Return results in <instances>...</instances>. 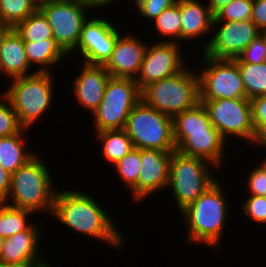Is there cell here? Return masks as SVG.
Listing matches in <instances>:
<instances>
[{
  "label": "cell",
  "mask_w": 266,
  "mask_h": 267,
  "mask_svg": "<svg viewBox=\"0 0 266 267\" xmlns=\"http://www.w3.org/2000/svg\"><path fill=\"white\" fill-rule=\"evenodd\" d=\"M110 19L100 17H89L84 23L77 48L79 57L83 63L89 65H104L113 53L118 36L122 33L121 28Z\"/></svg>",
  "instance_id": "13"
},
{
  "label": "cell",
  "mask_w": 266,
  "mask_h": 267,
  "mask_svg": "<svg viewBox=\"0 0 266 267\" xmlns=\"http://www.w3.org/2000/svg\"><path fill=\"white\" fill-rule=\"evenodd\" d=\"M244 203L240 204L243 215L250 218L251 222H257L261 225L266 224V197L249 195L245 198ZM254 220V221H253Z\"/></svg>",
  "instance_id": "35"
},
{
  "label": "cell",
  "mask_w": 266,
  "mask_h": 267,
  "mask_svg": "<svg viewBox=\"0 0 266 267\" xmlns=\"http://www.w3.org/2000/svg\"><path fill=\"white\" fill-rule=\"evenodd\" d=\"M253 0H232L214 15V21H250Z\"/></svg>",
  "instance_id": "32"
},
{
  "label": "cell",
  "mask_w": 266,
  "mask_h": 267,
  "mask_svg": "<svg viewBox=\"0 0 266 267\" xmlns=\"http://www.w3.org/2000/svg\"><path fill=\"white\" fill-rule=\"evenodd\" d=\"M52 72H36L10 81L4 89L19 123L24 129L32 128L42 119L54 101V84ZM54 96V97H53ZM51 105V106H50Z\"/></svg>",
  "instance_id": "5"
},
{
  "label": "cell",
  "mask_w": 266,
  "mask_h": 267,
  "mask_svg": "<svg viewBox=\"0 0 266 267\" xmlns=\"http://www.w3.org/2000/svg\"><path fill=\"white\" fill-rule=\"evenodd\" d=\"M152 27L160 35L159 42H181V14H180V0L171 7L165 9L153 21ZM167 37V38H166Z\"/></svg>",
  "instance_id": "26"
},
{
  "label": "cell",
  "mask_w": 266,
  "mask_h": 267,
  "mask_svg": "<svg viewBox=\"0 0 266 267\" xmlns=\"http://www.w3.org/2000/svg\"><path fill=\"white\" fill-rule=\"evenodd\" d=\"M41 230L42 227L36 222L27 230L2 239L0 263L18 267H53L42 256V247L39 244Z\"/></svg>",
  "instance_id": "15"
},
{
  "label": "cell",
  "mask_w": 266,
  "mask_h": 267,
  "mask_svg": "<svg viewBox=\"0 0 266 267\" xmlns=\"http://www.w3.org/2000/svg\"><path fill=\"white\" fill-rule=\"evenodd\" d=\"M261 160L266 164V156Z\"/></svg>",
  "instance_id": "49"
},
{
  "label": "cell",
  "mask_w": 266,
  "mask_h": 267,
  "mask_svg": "<svg viewBox=\"0 0 266 267\" xmlns=\"http://www.w3.org/2000/svg\"><path fill=\"white\" fill-rule=\"evenodd\" d=\"M88 8L96 10L97 9H108L109 6L114 5L112 3L116 4V1L119 2V0H81ZM107 7V8H106Z\"/></svg>",
  "instance_id": "41"
},
{
  "label": "cell",
  "mask_w": 266,
  "mask_h": 267,
  "mask_svg": "<svg viewBox=\"0 0 266 267\" xmlns=\"http://www.w3.org/2000/svg\"><path fill=\"white\" fill-rule=\"evenodd\" d=\"M262 35H263L264 38L266 39V29L262 31Z\"/></svg>",
  "instance_id": "45"
},
{
  "label": "cell",
  "mask_w": 266,
  "mask_h": 267,
  "mask_svg": "<svg viewBox=\"0 0 266 267\" xmlns=\"http://www.w3.org/2000/svg\"><path fill=\"white\" fill-rule=\"evenodd\" d=\"M37 3H41L43 1H47V0H35Z\"/></svg>",
  "instance_id": "48"
},
{
  "label": "cell",
  "mask_w": 266,
  "mask_h": 267,
  "mask_svg": "<svg viewBox=\"0 0 266 267\" xmlns=\"http://www.w3.org/2000/svg\"><path fill=\"white\" fill-rule=\"evenodd\" d=\"M50 170L44 159L36 153L11 174L10 190L2 203L51 216L57 189Z\"/></svg>",
  "instance_id": "3"
},
{
  "label": "cell",
  "mask_w": 266,
  "mask_h": 267,
  "mask_svg": "<svg viewBox=\"0 0 266 267\" xmlns=\"http://www.w3.org/2000/svg\"><path fill=\"white\" fill-rule=\"evenodd\" d=\"M201 59L203 62L199 66L202 69L198 70L200 100L247 98L235 59H216L204 54Z\"/></svg>",
  "instance_id": "11"
},
{
  "label": "cell",
  "mask_w": 266,
  "mask_h": 267,
  "mask_svg": "<svg viewBox=\"0 0 266 267\" xmlns=\"http://www.w3.org/2000/svg\"><path fill=\"white\" fill-rule=\"evenodd\" d=\"M143 40L132 32L118 36L111 57L103 65L111 77L136 79L148 47Z\"/></svg>",
  "instance_id": "16"
},
{
  "label": "cell",
  "mask_w": 266,
  "mask_h": 267,
  "mask_svg": "<svg viewBox=\"0 0 266 267\" xmlns=\"http://www.w3.org/2000/svg\"><path fill=\"white\" fill-rule=\"evenodd\" d=\"M125 132L134 148L175 151L173 118L140 100L129 113Z\"/></svg>",
  "instance_id": "7"
},
{
  "label": "cell",
  "mask_w": 266,
  "mask_h": 267,
  "mask_svg": "<svg viewBox=\"0 0 266 267\" xmlns=\"http://www.w3.org/2000/svg\"><path fill=\"white\" fill-rule=\"evenodd\" d=\"M100 143L101 154L111 166L128 154L133 148V143L124 129L103 130L94 134Z\"/></svg>",
  "instance_id": "25"
},
{
  "label": "cell",
  "mask_w": 266,
  "mask_h": 267,
  "mask_svg": "<svg viewBox=\"0 0 266 267\" xmlns=\"http://www.w3.org/2000/svg\"><path fill=\"white\" fill-rule=\"evenodd\" d=\"M0 267H18V266L0 263Z\"/></svg>",
  "instance_id": "44"
},
{
  "label": "cell",
  "mask_w": 266,
  "mask_h": 267,
  "mask_svg": "<svg viewBox=\"0 0 266 267\" xmlns=\"http://www.w3.org/2000/svg\"><path fill=\"white\" fill-rule=\"evenodd\" d=\"M141 100L174 118L200 102L199 75L195 67H188L178 74L153 82L141 90Z\"/></svg>",
  "instance_id": "4"
},
{
  "label": "cell",
  "mask_w": 266,
  "mask_h": 267,
  "mask_svg": "<svg viewBox=\"0 0 266 267\" xmlns=\"http://www.w3.org/2000/svg\"><path fill=\"white\" fill-rule=\"evenodd\" d=\"M33 213L27 209L10 207L0 203V238L5 239L12 235L27 230L33 223L30 216ZM30 220V222H28Z\"/></svg>",
  "instance_id": "27"
},
{
  "label": "cell",
  "mask_w": 266,
  "mask_h": 267,
  "mask_svg": "<svg viewBox=\"0 0 266 267\" xmlns=\"http://www.w3.org/2000/svg\"><path fill=\"white\" fill-rule=\"evenodd\" d=\"M216 169L202 158L186 156L177 150L172 152L167 190L172 192L178 212L192 204L218 180L216 175L213 176Z\"/></svg>",
  "instance_id": "6"
},
{
  "label": "cell",
  "mask_w": 266,
  "mask_h": 267,
  "mask_svg": "<svg viewBox=\"0 0 266 267\" xmlns=\"http://www.w3.org/2000/svg\"><path fill=\"white\" fill-rule=\"evenodd\" d=\"M220 181V182H219ZM223 182L217 180L198 199L180 212L187 233L184 242L206 244L214 250L221 248L225 225L229 218V204Z\"/></svg>",
  "instance_id": "2"
},
{
  "label": "cell",
  "mask_w": 266,
  "mask_h": 267,
  "mask_svg": "<svg viewBox=\"0 0 266 267\" xmlns=\"http://www.w3.org/2000/svg\"><path fill=\"white\" fill-rule=\"evenodd\" d=\"M226 144L221 133L212 126L208 131L189 132V136L176 150L186 156L202 158L219 169L228 151L225 150Z\"/></svg>",
  "instance_id": "19"
},
{
  "label": "cell",
  "mask_w": 266,
  "mask_h": 267,
  "mask_svg": "<svg viewBox=\"0 0 266 267\" xmlns=\"http://www.w3.org/2000/svg\"><path fill=\"white\" fill-rule=\"evenodd\" d=\"M31 70V72H30ZM30 67L24 50V41L12 28L4 37L0 48V74L9 80L36 73Z\"/></svg>",
  "instance_id": "21"
},
{
  "label": "cell",
  "mask_w": 266,
  "mask_h": 267,
  "mask_svg": "<svg viewBox=\"0 0 266 267\" xmlns=\"http://www.w3.org/2000/svg\"><path fill=\"white\" fill-rule=\"evenodd\" d=\"M181 46L176 42L159 41L148 45L135 79L140 90L153 82L174 76L186 68L187 60H184Z\"/></svg>",
  "instance_id": "14"
},
{
  "label": "cell",
  "mask_w": 266,
  "mask_h": 267,
  "mask_svg": "<svg viewBox=\"0 0 266 267\" xmlns=\"http://www.w3.org/2000/svg\"><path fill=\"white\" fill-rule=\"evenodd\" d=\"M118 178L124 183L132 196V201H137V182L141 170L140 149L133 148L121 158L114 166ZM130 189V190H129Z\"/></svg>",
  "instance_id": "28"
},
{
  "label": "cell",
  "mask_w": 266,
  "mask_h": 267,
  "mask_svg": "<svg viewBox=\"0 0 266 267\" xmlns=\"http://www.w3.org/2000/svg\"><path fill=\"white\" fill-rule=\"evenodd\" d=\"M141 100V90L135 79L110 77L103 99L92 113L95 133L124 129L129 113Z\"/></svg>",
  "instance_id": "8"
},
{
  "label": "cell",
  "mask_w": 266,
  "mask_h": 267,
  "mask_svg": "<svg viewBox=\"0 0 266 267\" xmlns=\"http://www.w3.org/2000/svg\"><path fill=\"white\" fill-rule=\"evenodd\" d=\"M83 65V66H82ZM81 71L73 78L71 89L78 105L90 112L97 109L103 99L107 81L111 77L103 65L81 63Z\"/></svg>",
  "instance_id": "18"
},
{
  "label": "cell",
  "mask_w": 266,
  "mask_h": 267,
  "mask_svg": "<svg viewBox=\"0 0 266 267\" xmlns=\"http://www.w3.org/2000/svg\"><path fill=\"white\" fill-rule=\"evenodd\" d=\"M25 131L28 133V129H23L12 136L0 137V165L10 174L16 172L38 151L29 150L30 146L25 144L28 142Z\"/></svg>",
  "instance_id": "22"
},
{
  "label": "cell",
  "mask_w": 266,
  "mask_h": 267,
  "mask_svg": "<svg viewBox=\"0 0 266 267\" xmlns=\"http://www.w3.org/2000/svg\"><path fill=\"white\" fill-rule=\"evenodd\" d=\"M200 102L204 105L212 125L227 142L232 135V138H239L242 142L246 140V143L258 148V134L252 121L250 99L200 100Z\"/></svg>",
  "instance_id": "9"
},
{
  "label": "cell",
  "mask_w": 266,
  "mask_h": 267,
  "mask_svg": "<svg viewBox=\"0 0 266 267\" xmlns=\"http://www.w3.org/2000/svg\"><path fill=\"white\" fill-rule=\"evenodd\" d=\"M11 174L0 165V203L3 202L10 190Z\"/></svg>",
  "instance_id": "40"
},
{
  "label": "cell",
  "mask_w": 266,
  "mask_h": 267,
  "mask_svg": "<svg viewBox=\"0 0 266 267\" xmlns=\"http://www.w3.org/2000/svg\"><path fill=\"white\" fill-rule=\"evenodd\" d=\"M175 3L177 0H141L135 7L143 20L149 19L152 22L161 12Z\"/></svg>",
  "instance_id": "38"
},
{
  "label": "cell",
  "mask_w": 266,
  "mask_h": 267,
  "mask_svg": "<svg viewBox=\"0 0 266 267\" xmlns=\"http://www.w3.org/2000/svg\"><path fill=\"white\" fill-rule=\"evenodd\" d=\"M263 146V147H262ZM263 149H266V141L261 145ZM266 152V151H265Z\"/></svg>",
  "instance_id": "46"
},
{
  "label": "cell",
  "mask_w": 266,
  "mask_h": 267,
  "mask_svg": "<svg viewBox=\"0 0 266 267\" xmlns=\"http://www.w3.org/2000/svg\"><path fill=\"white\" fill-rule=\"evenodd\" d=\"M14 29L22 37L23 41H43L54 39L52 28L45 15L37 9L24 21L18 23Z\"/></svg>",
  "instance_id": "29"
},
{
  "label": "cell",
  "mask_w": 266,
  "mask_h": 267,
  "mask_svg": "<svg viewBox=\"0 0 266 267\" xmlns=\"http://www.w3.org/2000/svg\"><path fill=\"white\" fill-rule=\"evenodd\" d=\"M251 21L261 31L266 29V0H253Z\"/></svg>",
  "instance_id": "39"
},
{
  "label": "cell",
  "mask_w": 266,
  "mask_h": 267,
  "mask_svg": "<svg viewBox=\"0 0 266 267\" xmlns=\"http://www.w3.org/2000/svg\"><path fill=\"white\" fill-rule=\"evenodd\" d=\"M1 243H2V239L0 238V252H1Z\"/></svg>",
  "instance_id": "50"
},
{
  "label": "cell",
  "mask_w": 266,
  "mask_h": 267,
  "mask_svg": "<svg viewBox=\"0 0 266 267\" xmlns=\"http://www.w3.org/2000/svg\"><path fill=\"white\" fill-rule=\"evenodd\" d=\"M24 128L11 106L5 92L0 94V137H8L20 133Z\"/></svg>",
  "instance_id": "33"
},
{
  "label": "cell",
  "mask_w": 266,
  "mask_h": 267,
  "mask_svg": "<svg viewBox=\"0 0 266 267\" xmlns=\"http://www.w3.org/2000/svg\"><path fill=\"white\" fill-rule=\"evenodd\" d=\"M38 9L47 18L56 43L67 55L73 54L91 9L81 0H47Z\"/></svg>",
  "instance_id": "10"
},
{
  "label": "cell",
  "mask_w": 266,
  "mask_h": 267,
  "mask_svg": "<svg viewBox=\"0 0 266 267\" xmlns=\"http://www.w3.org/2000/svg\"><path fill=\"white\" fill-rule=\"evenodd\" d=\"M252 107V121L255 132L258 134V146L266 141V95L250 99Z\"/></svg>",
  "instance_id": "34"
},
{
  "label": "cell",
  "mask_w": 266,
  "mask_h": 267,
  "mask_svg": "<svg viewBox=\"0 0 266 267\" xmlns=\"http://www.w3.org/2000/svg\"><path fill=\"white\" fill-rule=\"evenodd\" d=\"M66 189L57 190L51 217L70 231L99 239L114 249L121 248L126 240L125 234L119 231L116 221L112 220L109 212H105L98 200L86 191Z\"/></svg>",
  "instance_id": "1"
},
{
  "label": "cell",
  "mask_w": 266,
  "mask_h": 267,
  "mask_svg": "<svg viewBox=\"0 0 266 267\" xmlns=\"http://www.w3.org/2000/svg\"><path fill=\"white\" fill-rule=\"evenodd\" d=\"M12 29V27H10L7 24H4L2 22H0V48H1V44L2 41L5 37V35Z\"/></svg>",
  "instance_id": "43"
},
{
  "label": "cell",
  "mask_w": 266,
  "mask_h": 267,
  "mask_svg": "<svg viewBox=\"0 0 266 267\" xmlns=\"http://www.w3.org/2000/svg\"><path fill=\"white\" fill-rule=\"evenodd\" d=\"M207 2L211 13L215 15L223 7L227 6L232 0H208Z\"/></svg>",
  "instance_id": "42"
},
{
  "label": "cell",
  "mask_w": 266,
  "mask_h": 267,
  "mask_svg": "<svg viewBox=\"0 0 266 267\" xmlns=\"http://www.w3.org/2000/svg\"><path fill=\"white\" fill-rule=\"evenodd\" d=\"M238 63H264L266 62V39L261 34L235 58Z\"/></svg>",
  "instance_id": "36"
},
{
  "label": "cell",
  "mask_w": 266,
  "mask_h": 267,
  "mask_svg": "<svg viewBox=\"0 0 266 267\" xmlns=\"http://www.w3.org/2000/svg\"><path fill=\"white\" fill-rule=\"evenodd\" d=\"M248 99L266 95V62L238 63Z\"/></svg>",
  "instance_id": "30"
},
{
  "label": "cell",
  "mask_w": 266,
  "mask_h": 267,
  "mask_svg": "<svg viewBox=\"0 0 266 267\" xmlns=\"http://www.w3.org/2000/svg\"><path fill=\"white\" fill-rule=\"evenodd\" d=\"M35 0H0V22L14 28L38 9Z\"/></svg>",
  "instance_id": "31"
},
{
  "label": "cell",
  "mask_w": 266,
  "mask_h": 267,
  "mask_svg": "<svg viewBox=\"0 0 266 267\" xmlns=\"http://www.w3.org/2000/svg\"><path fill=\"white\" fill-rule=\"evenodd\" d=\"M135 5L138 3V2H140L141 0H131Z\"/></svg>",
  "instance_id": "47"
},
{
  "label": "cell",
  "mask_w": 266,
  "mask_h": 267,
  "mask_svg": "<svg viewBox=\"0 0 266 267\" xmlns=\"http://www.w3.org/2000/svg\"><path fill=\"white\" fill-rule=\"evenodd\" d=\"M207 0H180L181 14V44L182 42L198 39L211 34L214 15L207 4Z\"/></svg>",
  "instance_id": "20"
},
{
  "label": "cell",
  "mask_w": 266,
  "mask_h": 267,
  "mask_svg": "<svg viewBox=\"0 0 266 267\" xmlns=\"http://www.w3.org/2000/svg\"><path fill=\"white\" fill-rule=\"evenodd\" d=\"M212 126V122L202 102L177 114L173 118L176 148L189 136V132L208 131Z\"/></svg>",
  "instance_id": "24"
},
{
  "label": "cell",
  "mask_w": 266,
  "mask_h": 267,
  "mask_svg": "<svg viewBox=\"0 0 266 267\" xmlns=\"http://www.w3.org/2000/svg\"><path fill=\"white\" fill-rule=\"evenodd\" d=\"M260 162L255 164L254 168H250V174L247 176V188L248 195H257L266 197V164L259 160Z\"/></svg>",
  "instance_id": "37"
},
{
  "label": "cell",
  "mask_w": 266,
  "mask_h": 267,
  "mask_svg": "<svg viewBox=\"0 0 266 267\" xmlns=\"http://www.w3.org/2000/svg\"><path fill=\"white\" fill-rule=\"evenodd\" d=\"M173 151L140 149L141 170L137 182V202L159 191H166Z\"/></svg>",
  "instance_id": "17"
},
{
  "label": "cell",
  "mask_w": 266,
  "mask_h": 267,
  "mask_svg": "<svg viewBox=\"0 0 266 267\" xmlns=\"http://www.w3.org/2000/svg\"><path fill=\"white\" fill-rule=\"evenodd\" d=\"M220 25V26H219ZM217 28V30H216ZM212 37L201 53L216 59H235L262 31L250 21H213ZM203 49V50H202Z\"/></svg>",
  "instance_id": "12"
},
{
  "label": "cell",
  "mask_w": 266,
  "mask_h": 267,
  "mask_svg": "<svg viewBox=\"0 0 266 267\" xmlns=\"http://www.w3.org/2000/svg\"><path fill=\"white\" fill-rule=\"evenodd\" d=\"M24 50L30 67L34 69L38 65L36 72H51V68L56 64L63 63L65 57L68 58L55 39L24 41Z\"/></svg>",
  "instance_id": "23"
}]
</instances>
